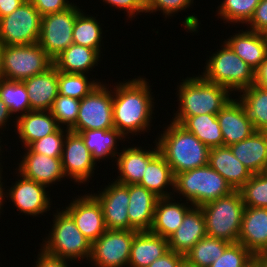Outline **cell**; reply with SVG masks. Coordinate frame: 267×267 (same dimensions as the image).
I'll list each match as a JSON object with an SVG mask.
<instances>
[{"mask_svg":"<svg viewBox=\"0 0 267 267\" xmlns=\"http://www.w3.org/2000/svg\"><path fill=\"white\" fill-rule=\"evenodd\" d=\"M103 5L114 7L115 10L124 11L123 13L127 16L125 20H134L141 13L146 14L145 0H100ZM137 15V16H136Z\"/></svg>","mask_w":267,"mask_h":267,"instance_id":"obj_45","label":"cell"},{"mask_svg":"<svg viewBox=\"0 0 267 267\" xmlns=\"http://www.w3.org/2000/svg\"><path fill=\"white\" fill-rule=\"evenodd\" d=\"M195 0H145L146 4V13L156 14V12H161L166 18L178 15V12L183 13V11H187V9L192 8L194 6ZM177 13V14H176ZM176 14V15H175Z\"/></svg>","mask_w":267,"mask_h":267,"instance_id":"obj_43","label":"cell"},{"mask_svg":"<svg viewBox=\"0 0 267 267\" xmlns=\"http://www.w3.org/2000/svg\"><path fill=\"white\" fill-rule=\"evenodd\" d=\"M263 132H264V133L266 134V136H267V128L264 129Z\"/></svg>","mask_w":267,"mask_h":267,"instance_id":"obj_59","label":"cell"},{"mask_svg":"<svg viewBox=\"0 0 267 267\" xmlns=\"http://www.w3.org/2000/svg\"><path fill=\"white\" fill-rule=\"evenodd\" d=\"M41 18L39 11L26 0L11 14L0 18V43L3 46L38 43Z\"/></svg>","mask_w":267,"mask_h":267,"instance_id":"obj_10","label":"cell"},{"mask_svg":"<svg viewBox=\"0 0 267 267\" xmlns=\"http://www.w3.org/2000/svg\"><path fill=\"white\" fill-rule=\"evenodd\" d=\"M246 26L248 30L267 34V0H260Z\"/></svg>","mask_w":267,"mask_h":267,"instance_id":"obj_46","label":"cell"},{"mask_svg":"<svg viewBox=\"0 0 267 267\" xmlns=\"http://www.w3.org/2000/svg\"><path fill=\"white\" fill-rule=\"evenodd\" d=\"M236 96L243 103L254 129L258 131L266 129L267 90L253 84L241 90Z\"/></svg>","mask_w":267,"mask_h":267,"instance_id":"obj_35","label":"cell"},{"mask_svg":"<svg viewBox=\"0 0 267 267\" xmlns=\"http://www.w3.org/2000/svg\"><path fill=\"white\" fill-rule=\"evenodd\" d=\"M180 267H194V266H191L186 261H184Z\"/></svg>","mask_w":267,"mask_h":267,"instance_id":"obj_58","label":"cell"},{"mask_svg":"<svg viewBox=\"0 0 267 267\" xmlns=\"http://www.w3.org/2000/svg\"><path fill=\"white\" fill-rule=\"evenodd\" d=\"M185 256L169 250L162 257L156 259L148 267H180Z\"/></svg>","mask_w":267,"mask_h":267,"instance_id":"obj_49","label":"cell"},{"mask_svg":"<svg viewBox=\"0 0 267 267\" xmlns=\"http://www.w3.org/2000/svg\"><path fill=\"white\" fill-rule=\"evenodd\" d=\"M258 87L267 90V58L255 71V83Z\"/></svg>","mask_w":267,"mask_h":267,"instance_id":"obj_51","label":"cell"},{"mask_svg":"<svg viewBox=\"0 0 267 267\" xmlns=\"http://www.w3.org/2000/svg\"><path fill=\"white\" fill-rule=\"evenodd\" d=\"M96 18L95 15L87 14L82 10L75 19L72 36L74 44L95 49L101 55L104 45L102 39L106 35L103 34L104 27H101L104 25L100 23L99 18Z\"/></svg>","mask_w":267,"mask_h":267,"instance_id":"obj_33","label":"cell"},{"mask_svg":"<svg viewBox=\"0 0 267 267\" xmlns=\"http://www.w3.org/2000/svg\"><path fill=\"white\" fill-rule=\"evenodd\" d=\"M182 78L175 88L178 109L171 121L181 124L187 117L217 113L234 96L227 88L203 79L199 74ZM196 76V77H195Z\"/></svg>","mask_w":267,"mask_h":267,"instance_id":"obj_2","label":"cell"},{"mask_svg":"<svg viewBox=\"0 0 267 267\" xmlns=\"http://www.w3.org/2000/svg\"><path fill=\"white\" fill-rule=\"evenodd\" d=\"M148 82L149 79L139 76L112 85L114 128L128 140L149 133L151 126H154L152 120L155 118L154 110L157 111L154 109L156 100L150 88L152 85Z\"/></svg>","mask_w":267,"mask_h":267,"instance_id":"obj_1","label":"cell"},{"mask_svg":"<svg viewBox=\"0 0 267 267\" xmlns=\"http://www.w3.org/2000/svg\"><path fill=\"white\" fill-rule=\"evenodd\" d=\"M2 63L4 79L23 81L45 72L53 60L38 44L3 46Z\"/></svg>","mask_w":267,"mask_h":267,"instance_id":"obj_8","label":"cell"},{"mask_svg":"<svg viewBox=\"0 0 267 267\" xmlns=\"http://www.w3.org/2000/svg\"><path fill=\"white\" fill-rule=\"evenodd\" d=\"M69 202L61 208L72 217L81 233L93 243L107 230L101 204L87 191L72 197Z\"/></svg>","mask_w":267,"mask_h":267,"instance_id":"obj_16","label":"cell"},{"mask_svg":"<svg viewBox=\"0 0 267 267\" xmlns=\"http://www.w3.org/2000/svg\"><path fill=\"white\" fill-rule=\"evenodd\" d=\"M100 83L102 82L99 79L91 78L88 74L58 71V92L62 96L81 100L90 94Z\"/></svg>","mask_w":267,"mask_h":267,"instance_id":"obj_38","label":"cell"},{"mask_svg":"<svg viewBox=\"0 0 267 267\" xmlns=\"http://www.w3.org/2000/svg\"><path fill=\"white\" fill-rule=\"evenodd\" d=\"M17 174L16 181L11 183L10 186H6V198L8 203L12 202V205L17 209L21 215H28V217H40L44 213H50L53 206L51 194L49 188L41 183L33 181L32 179L24 177L16 169H13ZM21 212V213H20ZM24 213V214H23Z\"/></svg>","mask_w":267,"mask_h":267,"instance_id":"obj_12","label":"cell"},{"mask_svg":"<svg viewBox=\"0 0 267 267\" xmlns=\"http://www.w3.org/2000/svg\"><path fill=\"white\" fill-rule=\"evenodd\" d=\"M238 243L253 255L267 253V208L245 206Z\"/></svg>","mask_w":267,"mask_h":267,"instance_id":"obj_20","label":"cell"},{"mask_svg":"<svg viewBox=\"0 0 267 267\" xmlns=\"http://www.w3.org/2000/svg\"><path fill=\"white\" fill-rule=\"evenodd\" d=\"M182 200V198L177 200L174 196L159 198L149 231L168 239L179 228L186 213L193 207L191 203Z\"/></svg>","mask_w":267,"mask_h":267,"instance_id":"obj_22","label":"cell"},{"mask_svg":"<svg viewBox=\"0 0 267 267\" xmlns=\"http://www.w3.org/2000/svg\"><path fill=\"white\" fill-rule=\"evenodd\" d=\"M37 254V261L35 260L34 265H32L33 267H71L70 264L74 263L68 259L50 255L42 248L39 249V252Z\"/></svg>","mask_w":267,"mask_h":267,"instance_id":"obj_48","label":"cell"},{"mask_svg":"<svg viewBox=\"0 0 267 267\" xmlns=\"http://www.w3.org/2000/svg\"><path fill=\"white\" fill-rule=\"evenodd\" d=\"M157 197L138 184H129V230L149 231L153 224Z\"/></svg>","mask_w":267,"mask_h":267,"instance_id":"obj_24","label":"cell"},{"mask_svg":"<svg viewBox=\"0 0 267 267\" xmlns=\"http://www.w3.org/2000/svg\"><path fill=\"white\" fill-rule=\"evenodd\" d=\"M26 0H0V18L11 14Z\"/></svg>","mask_w":267,"mask_h":267,"instance_id":"obj_52","label":"cell"},{"mask_svg":"<svg viewBox=\"0 0 267 267\" xmlns=\"http://www.w3.org/2000/svg\"><path fill=\"white\" fill-rule=\"evenodd\" d=\"M80 100L58 94L49 110L62 128L71 129L77 121Z\"/></svg>","mask_w":267,"mask_h":267,"instance_id":"obj_41","label":"cell"},{"mask_svg":"<svg viewBox=\"0 0 267 267\" xmlns=\"http://www.w3.org/2000/svg\"><path fill=\"white\" fill-rule=\"evenodd\" d=\"M41 16L68 9L74 2L69 0H29Z\"/></svg>","mask_w":267,"mask_h":267,"instance_id":"obj_47","label":"cell"},{"mask_svg":"<svg viewBox=\"0 0 267 267\" xmlns=\"http://www.w3.org/2000/svg\"><path fill=\"white\" fill-rule=\"evenodd\" d=\"M24 154H20L18 166L15 168L24 177L46 185L49 189L53 184L62 182L65 174L61 157H50L32 152L28 147L23 148Z\"/></svg>","mask_w":267,"mask_h":267,"instance_id":"obj_18","label":"cell"},{"mask_svg":"<svg viewBox=\"0 0 267 267\" xmlns=\"http://www.w3.org/2000/svg\"><path fill=\"white\" fill-rule=\"evenodd\" d=\"M86 147L91 152L92 159L99 164L100 162L112 160L111 163L116 160L117 154L121 151L119 148V142L124 144V141H128L126 137L115 128L110 130H85L79 132ZM124 139V140H123Z\"/></svg>","mask_w":267,"mask_h":267,"instance_id":"obj_30","label":"cell"},{"mask_svg":"<svg viewBox=\"0 0 267 267\" xmlns=\"http://www.w3.org/2000/svg\"><path fill=\"white\" fill-rule=\"evenodd\" d=\"M153 141L154 148L153 145L148 149L136 144L123 146L116 156V165L112 164L117 170L118 177L114 178L116 182L129 185L138 184L142 180L148 163L160 152L157 141Z\"/></svg>","mask_w":267,"mask_h":267,"instance_id":"obj_17","label":"cell"},{"mask_svg":"<svg viewBox=\"0 0 267 267\" xmlns=\"http://www.w3.org/2000/svg\"><path fill=\"white\" fill-rule=\"evenodd\" d=\"M81 9L73 3L68 9L42 16L38 44L54 60L73 43V27Z\"/></svg>","mask_w":267,"mask_h":267,"instance_id":"obj_11","label":"cell"},{"mask_svg":"<svg viewBox=\"0 0 267 267\" xmlns=\"http://www.w3.org/2000/svg\"><path fill=\"white\" fill-rule=\"evenodd\" d=\"M23 81L0 80V98L5 102L15 121L31 111L29 96Z\"/></svg>","mask_w":267,"mask_h":267,"instance_id":"obj_37","label":"cell"},{"mask_svg":"<svg viewBox=\"0 0 267 267\" xmlns=\"http://www.w3.org/2000/svg\"><path fill=\"white\" fill-rule=\"evenodd\" d=\"M168 123L155 140L174 176L208 165L210 148L180 124Z\"/></svg>","mask_w":267,"mask_h":267,"instance_id":"obj_3","label":"cell"},{"mask_svg":"<svg viewBox=\"0 0 267 267\" xmlns=\"http://www.w3.org/2000/svg\"><path fill=\"white\" fill-rule=\"evenodd\" d=\"M3 170H0V217H1V214H3L2 212L4 211L3 208H4V204H7L6 202V187H5V184L4 182L5 179L3 178ZM4 179V180H3ZM4 181V182H3ZM2 211V212H1Z\"/></svg>","mask_w":267,"mask_h":267,"instance_id":"obj_53","label":"cell"},{"mask_svg":"<svg viewBox=\"0 0 267 267\" xmlns=\"http://www.w3.org/2000/svg\"><path fill=\"white\" fill-rule=\"evenodd\" d=\"M234 97L216 115L221 128L224 146L240 142L256 131L243 103L237 96Z\"/></svg>","mask_w":267,"mask_h":267,"instance_id":"obj_19","label":"cell"},{"mask_svg":"<svg viewBox=\"0 0 267 267\" xmlns=\"http://www.w3.org/2000/svg\"><path fill=\"white\" fill-rule=\"evenodd\" d=\"M233 191L223 176L208 164L176 174L173 196L177 199L181 196L193 206L200 207Z\"/></svg>","mask_w":267,"mask_h":267,"instance_id":"obj_6","label":"cell"},{"mask_svg":"<svg viewBox=\"0 0 267 267\" xmlns=\"http://www.w3.org/2000/svg\"><path fill=\"white\" fill-rule=\"evenodd\" d=\"M113 128V87L111 83L109 86L102 80L90 94L80 100L77 121L70 130L79 133Z\"/></svg>","mask_w":267,"mask_h":267,"instance_id":"obj_9","label":"cell"},{"mask_svg":"<svg viewBox=\"0 0 267 267\" xmlns=\"http://www.w3.org/2000/svg\"><path fill=\"white\" fill-rule=\"evenodd\" d=\"M261 256L263 257L264 260V267H267V253H264Z\"/></svg>","mask_w":267,"mask_h":267,"instance_id":"obj_57","label":"cell"},{"mask_svg":"<svg viewBox=\"0 0 267 267\" xmlns=\"http://www.w3.org/2000/svg\"><path fill=\"white\" fill-rule=\"evenodd\" d=\"M3 45L0 43V80L4 78L3 63H2Z\"/></svg>","mask_w":267,"mask_h":267,"instance_id":"obj_56","label":"cell"},{"mask_svg":"<svg viewBox=\"0 0 267 267\" xmlns=\"http://www.w3.org/2000/svg\"><path fill=\"white\" fill-rule=\"evenodd\" d=\"M208 164L232 187L239 190L252 173L231 152L229 146L210 148Z\"/></svg>","mask_w":267,"mask_h":267,"instance_id":"obj_28","label":"cell"},{"mask_svg":"<svg viewBox=\"0 0 267 267\" xmlns=\"http://www.w3.org/2000/svg\"><path fill=\"white\" fill-rule=\"evenodd\" d=\"M137 230L107 229L92 243V267H128L132 240Z\"/></svg>","mask_w":267,"mask_h":267,"instance_id":"obj_13","label":"cell"},{"mask_svg":"<svg viewBox=\"0 0 267 267\" xmlns=\"http://www.w3.org/2000/svg\"><path fill=\"white\" fill-rule=\"evenodd\" d=\"M205 236V216L201 207L193 206L179 228L168 238L169 250L185 256Z\"/></svg>","mask_w":267,"mask_h":267,"instance_id":"obj_25","label":"cell"},{"mask_svg":"<svg viewBox=\"0 0 267 267\" xmlns=\"http://www.w3.org/2000/svg\"><path fill=\"white\" fill-rule=\"evenodd\" d=\"M61 160L66 178L80 186L89 184V180L95 176V170L99 168L81 135L71 130L66 135Z\"/></svg>","mask_w":267,"mask_h":267,"instance_id":"obj_14","label":"cell"},{"mask_svg":"<svg viewBox=\"0 0 267 267\" xmlns=\"http://www.w3.org/2000/svg\"><path fill=\"white\" fill-rule=\"evenodd\" d=\"M235 30L224 42L254 71L267 58V36L251 30Z\"/></svg>","mask_w":267,"mask_h":267,"instance_id":"obj_21","label":"cell"},{"mask_svg":"<svg viewBox=\"0 0 267 267\" xmlns=\"http://www.w3.org/2000/svg\"><path fill=\"white\" fill-rule=\"evenodd\" d=\"M55 210L52 211L53 223L50 224L52 227L50 231L48 230V235L45 238L42 237L40 248L50 255L68 259L74 263H79L80 260L83 263L86 260L88 264L92 243L81 233L72 217L63 208Z\"/></svg>","mask_w":267,"mask_h":267,"instance_id":"obj_4","label":"cell"},{"mask_svg":"<svg viewBox=\"0 0 267 267\" xmlns=\"http://www.w3.org/2000/svg\"><path fill=\"white\" fill-rule=\"evenodd\" d=\"M205 216L206 235L237 243L245 204L239 190L200 206Z\"/></svg>","mask_w":267,"mask_h":267,"instance_id":"obj_7","label":"cell"},{"mask_svg":"<svg viewBox=\"0 0 267 267\" xmlns=\"http://www.w3.org/2000/svg\"><path fill=\"white\" fill-rule=\"evenodd\" d=\"M69 131V129L60 127L56 132L31 143L28 148L42 155L62 157L64 141Z\"/></svg>","mask_w":267,"mask_h":267,"instance_id":"obj_42","label":"cell"},{"mask_svg":"<svg viewBox=\"0 0 267 267\" xmlns=\"http://www.w3.org/2000/svg\"><path fill=\"white\" fill-rule=\"evenodd\" d=\"M180 125L209 148L224 146L219 121L214 114L187 117Z\"/></svg>","mask_w":267,"mask_h":267,"instance_id":"obj_34","label":"cell"},{"mask_svg":"<svg viewBox=\"0 0 267 267\" xmlns=\"http://www.w3.org/2000/svg\"><path fill=\"white\" fill-rule=\"evenodd\" d=\"M221 43V49L207 55L203 72L198 74L208 82L222 85L235 96L255 83V71L224 41Z\"/></svg>","mask_w":267,"mask_h":267,"instance_id":"obj_5","label":"cell"},{"mask_svg":"<svg viewBox=\"0 0 267 267\" xmlns=\"http://www.w3.org/2000/svg\"><path fill=\"white\" fill-rule=\"evenodd\" d=\"M230 244L228 241L206 235L185 255V261L194 267H210Z\"/></svg>","mask_w":267,"mask_h":267,"instance_id":"obj_36","label":"cell"},{"mask_svg":"<svg viewBox=\"0 0 267 267\" xmlns=\"http://www.w3.org/2000/svg\"><path fill=\"white\" fill-rule=\"evenodd\" d=\"M253 254L240 243H231L210 267H243Z\"/></svg>","mask_w":267,"mask_h":267,"instance_id":"obj_44","label":"cell"},{"mask_svg":"<svg viewBox=\"0 0 267 267\" xmlns=\"http://www.w3.org/2000/svg\"><path fill=\"white\" fill-rule=\"evenodd\" d=\"M31 111H49L58 97V70L52 65L45 72L23 80Z\"/></svg>","mask_w":267,"mask_h":267,"instance_id":"obj_26","label":"cell"},{"mask_svg":"<svg viewBox=\"0 0 267 267\" xmlns=\"http://www.w3.org/2000/svg\"><path fill=\"white\" fill-rule=\"evenodd\" d=\"M243 267H264V260L261 255H253Z\"/></svg>","mask_w":267,"mask_h":267,"instance_id":"obj_54","label":"cell"},{"mask_svg":"<svg viewBox=\"0 0 267 267\" xmlns=\"http://www.w3.org/2000/svg\"><path fill=\"white\" fill-rule=\"evenodd\" d=\"M1 135H3V133L1 132L0 133ZM0 135V161H2L1 159L3 158V154H1V153H3V152H5V151H3L4 150V146H3V144H2V141H4V139L2 138V136ZM3 147V148H2ZM2 164H4V162L2 163V162H0V170H4L3 169V165Z\"/></svg>","mask_w":267,"mask_h":267,"instance_id":"obj_55","label":"cell"},{"mask_svg":"<svg viewBox=\"0 0 267 267\" xmlns=\"http://www.w3.org/2000/svg\"><path fill=\"white\" fill-rule=\"evenodd\" d=\"M102 188V189H101ZM91 194L101 204L106 229L129 230V185L116 182L114 179Z\"/></svg>","mask_w":267,"mask_h":267,"instance_id":"obj_15","label":"cell"},{"mask_svg":"<svg viewBox=\"0 0 267 267\" xmlns=\"http://www.w3.org/2000/svg\"><path fill=\"white\" fill-rule=\"evenodd\" d=\"M14 123V124H12ZM21 148H27L31 143L56 132L60 126L50 111H30L11 122Z\"/></svg>","mask_w":267,"mask_h":267,"instance_id":"obj_23","label":"cell"},{"mask_svg":"<svg viewBox=\"0 0 267 267\" xmlns=\"http://www.w3.org/2000/svg\"><path fill=\"white\" fill-rule=\"evenodd\" d=\"M101 56L95 49L72 43L53 60V65L60 72L89 75L102 61Z\"/></svg>","mask_w":267,"mask_h":267,"instance_id":"obj_31","label":"cell"},{"mask_svg":"<svg viewBox=\"0 0 267 267\" xmlns=\"http://www.w3.org/2000/svg\"><path fill=\"white\" fill-rule=\"evenodd\" d=\"M229 147L252 174L267 171V136L263 131L256 130L248 138Z\"/></svg>","mask_w":267,"mask_h":267,"instance_id":"obj_27","label":"cell"},{"mask_svg":"<svg viewBox=\"0 0 267 267\" xmlns=\"http://www.w3.org/2000/svg\"><path fill=\"white\" fill-rule=\"evenodd\" d=\"M13 120H15V119L11 115L9 108L7 107L5 102L0 98V130L3 131L4 136L6 134L4 131H6V129L9 128V125H10L9 122H11Z\"/></svg>","mask_w":267,"mask_h":267,"instance_id":"obj_50","label":"cell"},{"mask_svg":"<svg viewBox=\"0 0 267 267\" xmlns=\"http://www.w3.org/2000/svg\"><path fill=\"white\" fill-rule=\"evenodd\" d=\"M239 191L245 206L267 208V171L252 174Z\"/></svg>","mask_w":267,"mask_h":267,"instance_id":"obj_40","label":"cell"},{"mask_svg":"<svg viewBox=\"0 0 267 267\" xmlns=\"http://www.w3.org/2000/svg\"><path fill=\"white\" fill-rule=\"evenodd\" d=\"M168 251V239L150 231H138L132 240L128 267H148Z\"/></svg>","mask_w":267,"mask_h":267,"instance_id":"obj_29","label":"cell"},{"mask_svg":"<svg viewBox=\"0 0 267 267\" xmlns=\"http://www.w3.org/2000/svg\"><path fill=\"white\" fill-rule=\"evenodd\" d=\"M174 180L175 176L171 167L166 162L164 156L159 152L148 163L144 176L138 185L153 192L157 197L164 198L174 195Z\"/></svg>","mask_w":267,"mask_h":267,"instance_id":"obj_32","label":"cell"},{"mask_svg":"<svg viewBox=\"0 0 267 267\" xmlns=\"http://www.w3.org/2000/svg\"><path fill=\"white\" fill-rule=\"evenodd\" d=\"M259 2L260 0H222L216 8L217 14L215 16H218L217 18H220L221 21L223 20L226 25L227 23L231 25L243 24L241 27H244L253 16Z\"/></svg>","mask_w":267,"mask_h":267,"instance_id":"obj_39","label":"cell"}]
</instances>
